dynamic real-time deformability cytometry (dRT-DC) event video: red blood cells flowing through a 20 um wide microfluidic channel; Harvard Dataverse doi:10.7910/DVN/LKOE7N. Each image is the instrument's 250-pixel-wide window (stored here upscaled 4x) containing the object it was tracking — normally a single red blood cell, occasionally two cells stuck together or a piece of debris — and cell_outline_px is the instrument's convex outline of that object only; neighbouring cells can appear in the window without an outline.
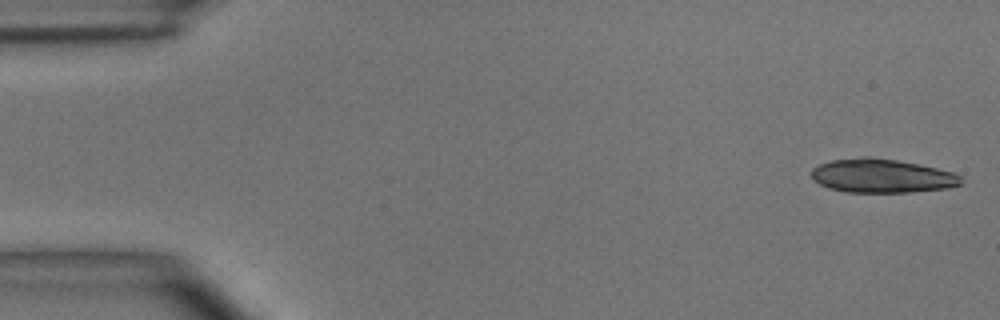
{"species": "common noctule bat (a hibernating species)", "species_latin": "Nyctalus noctula", "temperature_condition": "room temperature", "stored_images_in_passage": 14, "camera_frame_rate_fps": 3000, "um_per_image_px": 0.085, "animal": {"sex": "male", "body_mass_g": 15.6}, "frame": {"image": 1, "passage_image": 1, "time_ms": 0.0, "image_size_px": [1000, 320], "cell_outline_px": [[960, 184], [948, 188], [908, 192], [844, 192], [828, 188], [820, 184], [812, 176], [812, 168], [820, 164], [832, 160], [864, 156], [868, 156], [896, 160], [936, 168], [952, 172], [960, 176]], "centroid_in_image_um": [74.92, 14.95], "position_along_channel_um": 10.1, "area_um2": 29.19}}